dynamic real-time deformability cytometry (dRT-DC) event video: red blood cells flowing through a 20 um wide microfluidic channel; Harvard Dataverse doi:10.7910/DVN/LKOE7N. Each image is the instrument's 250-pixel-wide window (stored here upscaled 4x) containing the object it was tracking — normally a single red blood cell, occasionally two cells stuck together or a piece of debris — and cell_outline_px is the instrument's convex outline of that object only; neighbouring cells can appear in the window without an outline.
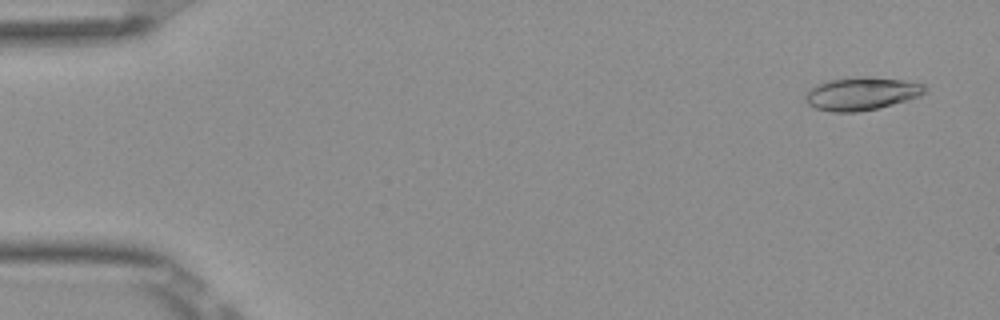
{"species": "Egyptian fruit bat (a non-hibernating species)", "species_latin": "Rousettus aegyptiacus", "temperature_condition": "room temperature", "stored_images_in_passage": 52, "camera_frame_rate_fps": 3000, "um_per_image_px": 0.085, "frame": {"image": 1, "passage_image": 3, "time_ms": 0.667, "image_size_px": [1000, 320], "cell_outline_px": [[928, 88], [920, 96], [908, 100], [860, 112], [832, 112], [816, 108], [808, 104], [804, 100], [804, 96], [816, 84], [828, 80], [868, 76], [904, 80], [924, 84]], "centroid_in_image_um": [73.24, 7.96], "position_along_channel_um": 11.8, "area_um2": 22.95}}
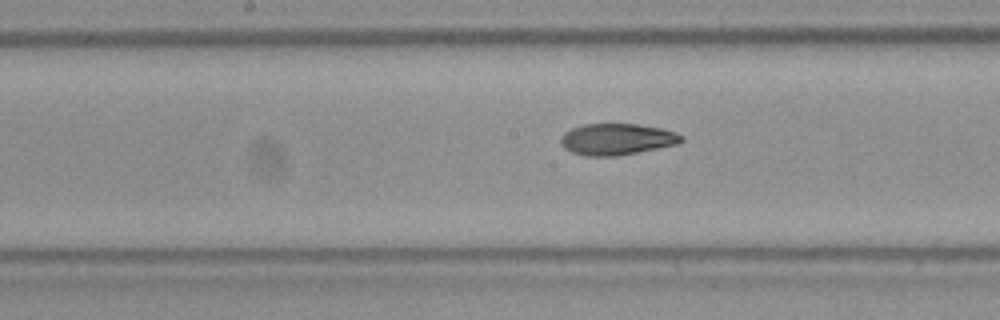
{"frame": {"image": 2, "passage_image": 27, "time_ms": 8.667, "image_size_px": [1000, 320], "cell_outline_px": [[684, 140], [680, 144], [616, 156], [584, 156], [572, 152], [564, 148], [560, 144], [560, 136], [564, 132], [572, 128], [584, 124], [636, 124], [660, 128], [676, 132], [684, 136]], "centroid_in_image_um": [52.43, 11.84], "position_along_channel_um": 195.8, "area_um2": 22.25}}
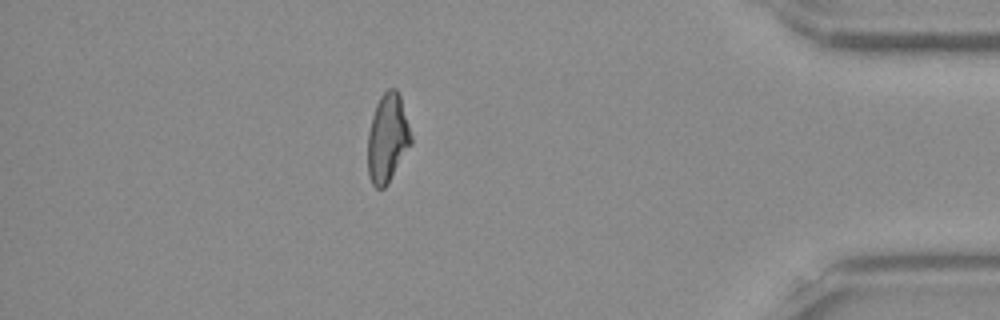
{"frame": {"image": 3, "passage_image": 46, "time_ms": 15.0, "image_size_px": [1000, 320], "cell_outline_px": [[412, 144], [388, 184], [384, 188], [376, 188], [372, 184], [368, 176], [368, 132], [372, 116], [376, 104], [380, 96], [388, 88], [396, 88], [400, 96], [412, 136]], "centroid_in_image_um": [32.94, 11.76], "position_along_channel_um": 402.3, "area_um2": 22.48}, "authors_computed_cell_mechanics": {"area_um2": 22.3108, "velocity_mm_per_s": 3.9065, "shape_relaxation_time_tau1_ms": 7.0567, "shape_relaxation_time_tau2_ms": 3.5529, "deformation_change_tau1": 0.2051, "deformation_change_tau2": 0.0864}}